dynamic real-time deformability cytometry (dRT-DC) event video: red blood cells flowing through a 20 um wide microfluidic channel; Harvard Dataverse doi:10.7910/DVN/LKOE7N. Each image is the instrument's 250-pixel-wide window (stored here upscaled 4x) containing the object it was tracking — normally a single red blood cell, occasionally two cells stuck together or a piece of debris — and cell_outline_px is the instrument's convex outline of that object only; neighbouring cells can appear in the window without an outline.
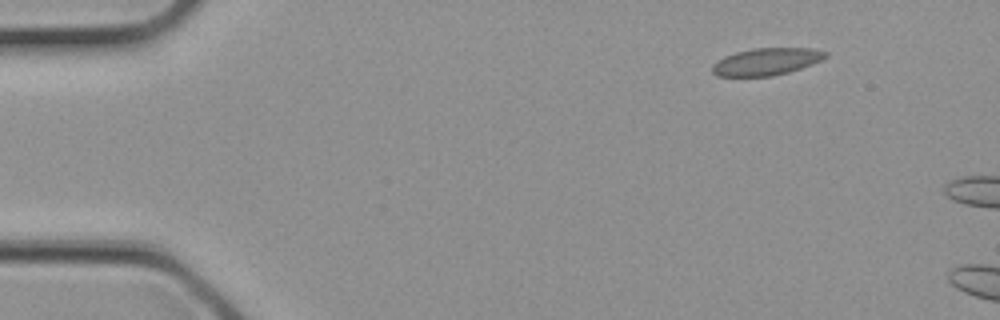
{"species": "common noctule bat (a hibernating species)", "species_latin": "Nyctalus noctula", "temperature_condition": "cold", "stored_images_in_passage": 2, "camera_frame_rate_fps": 3000, "um_per_image_px": 0.085, "animal": {"sex": "female", "body_mass_g": 21.9}, "frame": {"image": 1, "passage_image": 1, "time_ms": 0.0, "image_size_px": [1000, 320], "cell_outline_px": [[828, 56], [812, 64], [788, 72], [772, 76], [716, 76], [712, 72], [712, 64], [716, 60], [724, 56], [736, 52], [752, 48], [812, 48], [828, 52]], "centroid_in_image_um": [65.12, 5.23], "position_along_channel_um": 19.9, "area_um2": 17.98}}